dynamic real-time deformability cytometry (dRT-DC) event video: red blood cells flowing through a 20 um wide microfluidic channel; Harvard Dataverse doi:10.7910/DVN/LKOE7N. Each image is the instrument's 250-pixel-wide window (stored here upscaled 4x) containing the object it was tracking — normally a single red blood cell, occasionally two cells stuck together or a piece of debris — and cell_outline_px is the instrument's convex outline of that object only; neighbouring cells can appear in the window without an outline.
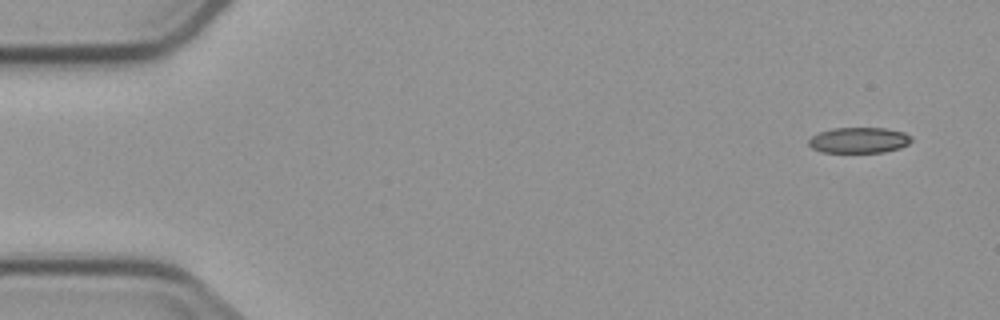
{"species": "common noctule bat (a hibernating species)", "species_latin": "Nyctalus noctula", "temperature_condition": "cold", "stored_images_in_passage": 2, "segment_of_instrument_passage": [2, 2], "camera_frame_rate_fps": 3000, "um_per_image_px": 0.085, "animal": {"sex": "male", "body_mass_g": 23.1, "forearm_length_mm": 52.7}, "frame": {"image": 1, "passage_image": 2, "time_ms": 1.333, "image_size_px": [1000, 320], "cell_outline_px": [[912, 140], [908, 144], [900, 148], [884, 152], [820, 152], [812, 148], [808, 144], [808, 140], [812, 136], [820, 132], [832, 128], [884, 128], [904, 132], [912, 136]], "centroid_in_image_um": [73.02, 11.92], "position_along_channel_um": 12.0, "area_um2": 15.43}}